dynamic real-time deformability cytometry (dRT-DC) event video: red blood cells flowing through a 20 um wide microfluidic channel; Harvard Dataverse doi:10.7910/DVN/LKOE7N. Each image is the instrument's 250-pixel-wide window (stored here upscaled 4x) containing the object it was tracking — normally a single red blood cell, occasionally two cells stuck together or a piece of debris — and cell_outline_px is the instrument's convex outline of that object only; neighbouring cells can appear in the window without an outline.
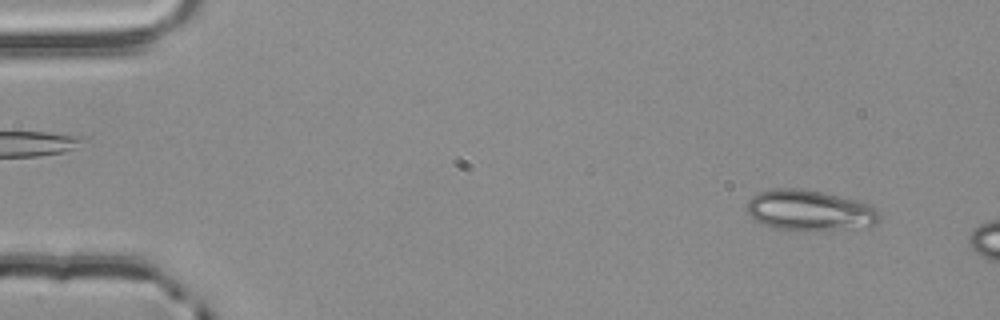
{"species": "common noctule bat (a hibernating species)", "species_latin": "Nyctalus noctula", "temperature_condition": "room temperature", "stored_images_in_passage": 2, "camera_frame_rate_fps": 3000, "um_per_image_px": 0.085, "animal": {"sex": "male", "body_mass_g": 20.4}, "frame": {"image": 1, "passage_image": 2, "time_ms": 0.333, "image_size_px": [1000, 320], "cell_outline_px": [[880, 220], [876, 224], [788, 232], [764, 224], [756, 220], [748, 212], [748, 200], [752, 196], [760, 192], [776, 188], [804, 188], [824, 192], [868, 204], [876, 208], [880, 212]], "centroid_in_image_um": [68.77, 17.86], "position_along_channel_um": 16.2, "area_um2": 30.92}}